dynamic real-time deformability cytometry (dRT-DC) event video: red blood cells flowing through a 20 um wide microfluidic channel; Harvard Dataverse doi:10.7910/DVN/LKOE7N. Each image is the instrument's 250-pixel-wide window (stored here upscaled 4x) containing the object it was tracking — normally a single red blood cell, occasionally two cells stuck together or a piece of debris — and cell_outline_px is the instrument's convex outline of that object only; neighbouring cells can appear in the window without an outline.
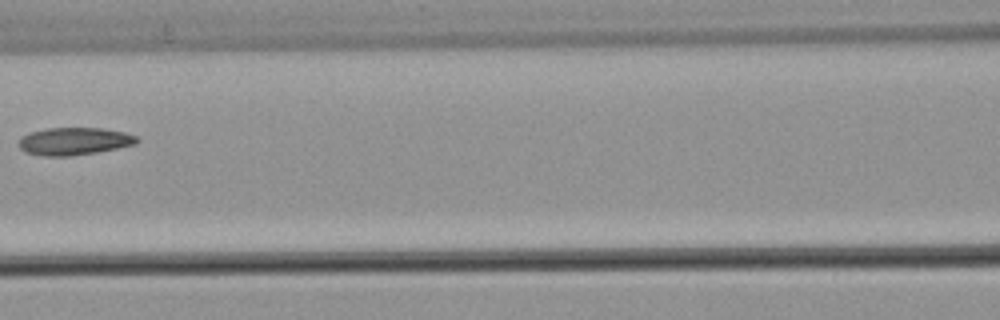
{"species": "common noctule bat (a hibernating species)", "species_latin": "Nyctalus noctula", "temperature_condition": "warm", "stored_images_in_passage": 5, "camera_frame_rate_fps": 3000, "um_per_image_px": 0.085, "animal": {"sex": "male", "body_mass_g": 21.5, "forearm_length_mm": 52.0}, "frame": {"image": 1, "passage_image": 5, "time_ms": 1.333, "image_size_px": [1000, 320], "cell_outline_px": [[140, 140], [136, 144], [96, 152], [68, 156], [44, 156], [24, 152], [20, 148], [20, 136], [32, 132], [48, 128], [104, 128], [124, 132], [136, 136]], "centroid_in_image_um": [6.31, 12.0], "position_along_channel_um": 160.3, "area_um2": 18.84}}